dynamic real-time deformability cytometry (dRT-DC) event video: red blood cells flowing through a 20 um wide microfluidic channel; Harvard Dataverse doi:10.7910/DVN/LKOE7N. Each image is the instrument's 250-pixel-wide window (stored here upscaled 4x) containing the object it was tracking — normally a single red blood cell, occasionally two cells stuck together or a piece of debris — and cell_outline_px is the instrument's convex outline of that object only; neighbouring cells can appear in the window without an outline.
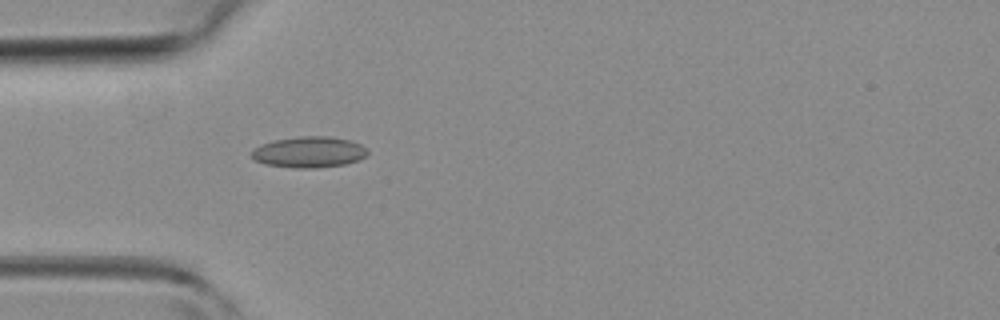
{"species": "common noctule bat (a hibernating species)", "species_latin": "Nyctalus noctula", "temperature_condition": "room temperature", "stored_images_in_passage": 2, "camera_frame_rate_fps": 3000, "um_per_image_px": 0.085, "animal": {"sex": "female", "body_mass_g": 19.3, "forearm_length_mm": 54.1}, "frame": {"image": 1, "passage_image": 2, "time_ms": 1.333, "image_size_px": [1000, 320], "cell_outline_px": [[368, 156], [360, 160], [344, 164], [316, 168], [292, 168], [264, 164], [256, 160], [252, 156], [252, 148], [260, 144], [272, 140], [300, 136], [328, 136], [352, 140], [360, 144], [368, 152]], "centroid_in_image_um": [26.26, 12.92], "position_along_channel_um": 58.7, "area_um2": 21.21}}